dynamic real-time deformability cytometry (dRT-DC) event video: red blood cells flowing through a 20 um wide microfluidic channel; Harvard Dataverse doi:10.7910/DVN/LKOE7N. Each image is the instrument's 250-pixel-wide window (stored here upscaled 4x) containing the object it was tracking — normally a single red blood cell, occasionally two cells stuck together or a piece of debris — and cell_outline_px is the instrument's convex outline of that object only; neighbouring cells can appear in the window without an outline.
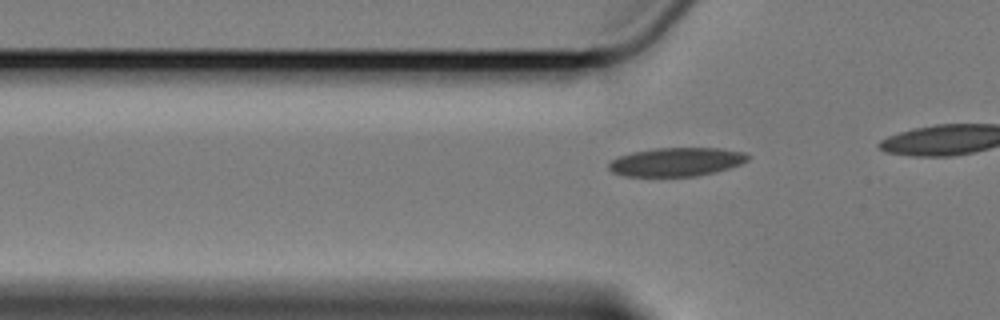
{"species": "Egyptian fruit bat (a non-hibernating species)", "species_latin": "Rousettus aegyptiacus", "temperature_condition": "cold", "stored_images_in_passage": 18, "camera_frame_rate_fps": 3000, "um_per_image_px": 0.085, "animal": {"sex": "female"}, "frame": {"image": 1, "passage_image": 11, "time_ms": 3.333, "image_size_px": [1000, 320], "cell_outline_px": [[748, 160], [740, 164], [728, 168], [696, 176], [628, 176], [612, 172], [608, 168], [608, 164], [612, 160], [620, 156], [632, 152], [652, 148], [720, 148], [744, 152], [748, 156]], "centroid_in_image_um": [57.47, 13.75], "position_along_channel_um": 68.3, "area_um2": 23.0}}
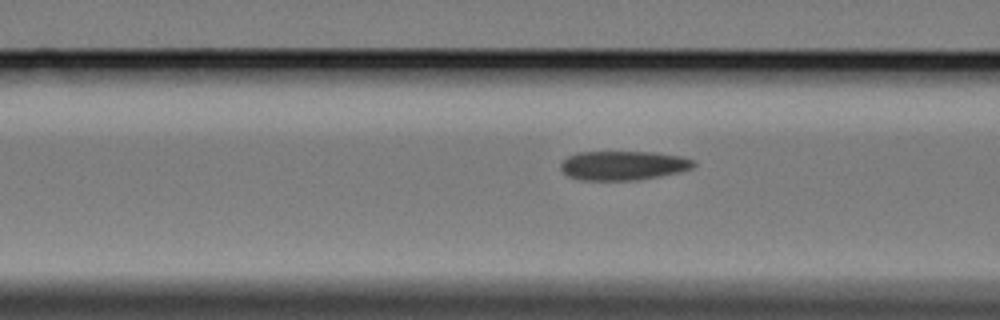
{"frame": {"image": 2, "passage_image": 15, "time_ms": 4.667, "image_size_px": [1000, 320], "cell_outline_px": [[696, 164], [692, 168], [676, 172], [636, 180], [580, 180], [568, 176], [560, 168], [560, 164], [568, 156], [576, 152], [656, 152], [680, 156], [696, 160]], "centroid_in_image_um": [52.95, 14.05], "position_along_channel_um": 113.6, "area_um2": 22.54}}